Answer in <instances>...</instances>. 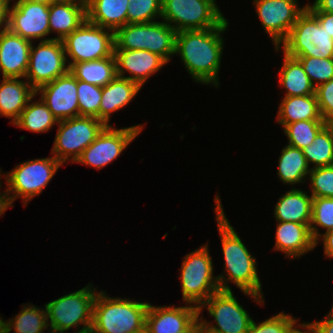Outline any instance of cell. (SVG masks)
<instances>
[{
	"label": "cell",
	"mask_w": 333,
	"mask_h": 333,
	"mask_svg": "<svg viewBox=\"0 0 333 333\" xmlns=\"http://www.w3.org/2000/svg\"><path fill=\"white\" fill-rule=\"evenodd\" d=\"M216 220L225 259V275L217 276L221 291H231L227 282L231 281L247 296H251L258 305L264 303L261 282L257 271L256 258L251 255L237 232L224 214L219 196L215 197Z\"/></svg>",
	"instance_id": "1"
},
{
	"label": "cell",
	"mask_w": 333,
	"mask_h": 333,
	"mask_svg": "<svg viewBox=\"0 0 333 333\" xmlns=\"http://www.w3.org/2000/svg\"><path fill=\"white\" fill-rule=\"evenodd\" d=\"M228 25L225 19L215 28L176 33L175 54L181 56L186 70L195 82L219 86L218 72L224 46L221 33Z\"/></svg>",
	"instance_id": "2"
},
{
	"label": "cell",
	"mask_w": 333,
	"mask_h": 333,
	"mask_svg": "<svg viewBox=\"0 0 333 333\" xmlns=\"http://www.w3.org/2000/svg\"><path fill=\"white\" fill-rule=\"evenodd\" d=\"M106 294L99 291L95 297L91 333H141L145 330L150 303L112 298Z\"/></svg>",
	"instance_id": "3"
},
{
	"label": "cell",
	"mask_w": 333,
	"mask_h": 333,
	"mask_svg": "<svg viewBox=\"0 0 333 333\" xmlns=\"http://www.w3.org/2000/svg\"><path fill=\"white\" fill-rule=\"evenodd\" d=\"M88 284L84 288L64 295L45 304L49 330L65 332L72 327L82 328L77 332L88 333L92 326L93 304L96 288Z\"/></svg>",
	"instance_id": "4"
},
{
	"label": "cell",
	"mask_w": 333,
	"mask_h": 333,
	"mask_svg": "<svg viewBox=\"0 0 333 333\" xmlns=\"http://www.w3.org/2000/svg\"><path fill=\"white\" fill-rule=\"evenodd\" d=\"M63 164L54 156L25 161L6 174L5 197L9 207L21 197L26 206L33 197L42 193ZM13 193V195H10Z\"/></svg>",
	"instance_id": "5"
},
{
	"label": "cell",
	"mask_w": 333,
	"mask_h": 333,
	"mask_svg": "<svg viewBox=\"0 0 333 333\" xmlns=\"http://www.w3.org/2000/svg\"><path fill=\"white\" fill-rule=\"evenodd\" d=\"M209 254L206 244L187 254L182 262L179 278L186 305L192 304L199 308L212 294L220 291L218 278L213 276V263Z\"/></svg>",
	"instance_id": "6"
},
{
	"label": "cell",
	"mask_w": 333,
	"mask_h": 333,
	"mask_svg": "<svg viewBox=\"0 0 333 333\" xmlns=\"http://www.w3.org/2000/svg\"><path fill=\"white\" fill-rule=\"evenodd\" d=\"M282 47L286 55L294 58H333V38L308 9L299 16Z\"/></svg>",
	"instance_id": "7"
},
{
	"label": "cell",
	"mask_w": 333,
	"mask_h": 333,
	"mask_svg": "<svg viewBox=\"0 0 333 333\" xmlns=\"http://www.w3.org/2000/svg\"><path fill=\"white\" fill-rule=\"evenodd\" d=\"M215 2V0H162L161 18L176 32L215 28L226 19Z\"/></svg>",
	"instance_id": "8"
},
{
	"label": "cell",
	"mask_w": 333,
	"mask_h": 333,
	"mask_svg": "<svg viewBox=\"0 0 333 333\" xmlns=\"http://www.w3.org/2000/svg\"><path fill=\"white\" fill-rule=\"evenodd\" d=\"M57 124L59 127L51 154L62 164L70 159L74 163L107 126L102 120L90 116H77Z\"/></svg>",
	"instance_id": "9"
},
{
	"label": "cell",
	"mask_w": 333,
	"mask_h": 333,
	"mask_svg": "<svg viewBox=\"0 0 333 333\" xmlns=\"http://www.w3.org/2000/svg\"><path fill=\"white\" fill-rule=\"evenodd\" d=\"M108 31V32H107ZM64 51L73 63L110 57L114 49V32L85 20L62 40Z\"/></svg>",
	"instance_id": "10"
},
{
	"label": "cell",
	"mask_w": 333,
	"mask_h": 333,
	"mask_svg": "<svg viewBox=\"0 0 333 333\" xmlns=\"http://www.w3.org/2000/svg\"><path fill=\"white\" fill-rule=\"evenodd\" d=\"M206 307L210 316H213L216 325L205 321L199 315L200 322L216 333H248L252 318L240 305L231 291H218L212 294L200 307L201 314ZM201 317V318H200Z\"/></svg>",
	"instance_id": "11"
},
{
	"label": "cell",
	"mask_w": 333,
	"mask_h": 333,
	"mask_svg": "<svg viewBox=\"0 0 333 333\" xmlns=\"http://www.w3.org/2000/svg\"><path fill=\"white\" fill-rule=\"evenodd\" d=\"M32 44L29 65L25 75L30 85L37 90L69 71L62 40L41 41L37 47Z\"/></svg>",
	"instance_id": "12"
},
{
	"label": "cell",
	"mask_w": 333,
	"mask_h": 333,
	"mask_svg": "<svg viewBox=\"0 0 333 333\" xmlns=\"http://www.w3.org/2000/svg\"><path fill=\"white\" fill-rule=\"evenodd\" d=\"M141 126L116 129L107 125L75 162L101 169L114 161L142 131Z\"/></svg>",
	"instance_id": "13"
},
{
	"label": "cell",
	"mask_w": 333,
	"mask_h": 333,
	"mask_svg": "<svg viewBox=\"0 0 333 333\" xmlns=\"http://www.w3.org/2000/svg\"><path fill=\"white\" fill-rule=\"evenodd\" d=\"M257 15L275 44L276 52L287 38L299 16L307 9L299 8L297 0H254Z\"/></svg>",
	"instance_id": "14"
},
{
	"label": "cell",
	"mask_w": 333,
	"mask_h": 333,
	"mask_svg": "<svg viewBox=\"0 0 333 333\" xmlns=\"http://www.w3.org/2000/svg\"><path fill=\"white\" fill-rule=\"evenodd\" d=\"M49 4L27 1H15L8 10L7 28L31 42L34 39L48 41L54 38H45L50 34ZM45 38V39H44Z\"/></svg>",
	"instance_id": "15"
},
{
	"label": "cell",
	"mask_w": 333,
	"mask_h": 333,
	"mask_svg": "<svg viewBox=\"0 0 333 333\" xmlns=\"http://www.w3.org/2000/svg\"><path fill=\"white\" fill-rule=\"evenodd\" d=\"M40 93L41 99L58 121L79 116L77 79L69 71L39 87L36 95Z\"/></svg>",
	"instance_id": "16"
},
{
	"label": "cell",
	"mask_w": 333,
	"mask_h": 333,
	"mask_svg": "<svg viewBox=\"0 0 333 333\" xmlns=\"http://www.w3.org/2000/svg\"><path fill=\"white\" fill-rule=\"evenodd\" d=\"M199 319L195 305L171 307L149 304L145 318L147 333H184Z\"/></svg>",
	"instance_id": "17"
},
{
	"label": "cell",
	"mask_w": 333,
	"mask_h": 333,
	"mask_svg": "<svg viewBox=\"0 0 333 333\" xmlns=\"http://www.w3.org/2000/svg\"><path fill=\"white\" fill-rule=\"evenodd\" d=\"M113 55L117 76L136 82L141 87L150 76L167 64L161 56L142 49H113ZM126 72H129L131 75L125 76Z\"/></svg>",
	"instance_id": "18"
},
{
	"label": "cell",
	"mask_w": 333,
	"mask_h": 333,
	"mask_svg": "<svg viewBox=\"0 0 333 333\" xmlns=\"http://www.w3.org/2000/svg\"><path fill=\"white\" fill-rule=\"evenodd\" d=\"M32 42L11 32L0 31V70L3 77L25 78Z\"/></svg>",
	"instance_id": "19"
},
{
	"label": "cell",
	"mask_w": 333,
	"mask_h": 333,
	"mask_svg": "<svg viewBox=\"0 0 333 333\" xmlns=\"http://www.w3.org/2000/svg\"><path fill=\"white\" fill-rule=\"evenodd\" d=\"M275 239L274 249L283 252L288 258L301 257L316 246L310 225L295 222L277 221Z\"/></svg>",
	"instance_id": "20"
},
{
	"label": "cell",
	"mask_w": 333,
	"mask_h": 333,
	"mask_svg": "<svg viewBox=\"0 0 333 333\" xmlns=\"http://www.w3.org/2000/svg\"><path fill=\"white\" fill-rule=\"evenodd\" d=\"M19 79L3 77L0 83V116L12 118L11 123L19 118L28 101L36 96V90L30 83Z\"/></svg>",
	"instance_id": "21"
},
{
	"label": "cell",
	"mask_w": 333,
	"mask_h": 333,
	"mask_svg": "<svg viewBox=\"0 0 333 333\" xmlns=\"http://www.w3.org/2000/svg\"><path fill=\"white\" fill-rule=\"evenodd\" d=\"M140 89L141 86L138 83L116 76L110 83L102 87L99 120H102L106 125H110L111 113L129 104Z\"/></svg>",
	"instance_id": "22"
},
{
	"label": "cell",
	"mask_w": 333,
	"mask_h": 333,
	"mask_svg": "<svg viewBox=\"0 0 333 333\" xmlns=\"http://www.w3.org/2000/svg\"><path fill=\"white\" fill-rule=\"evenodd\" d=\"M49 27L57 32L54 39L63 40L86 20V4L53 1L49 4Z\"/></svg>",
	"instance_id": "23"
},
{
	"label": "cell",
	"mask_w": 333,
	"mask_h": 333,
	"mask_svg": "<svg viewBox=\"0 0 333 333\" xmlns=\"http://www.w3.org/2000/svg\"><path fill=\"white\" fill-rule=\"evenodd\" d=\"M128 0H88L86 20L115 32L127 24Z\"/></svg>",
	"instance_id": "24"
},
{
	"label": "cell",
	"mask_w": 333,
	"mask_h": 333,
	"mask_svg": "<svg viewBox=\"0 0 333 333\" xmlns=\"http://www.w3.org/2000/svg\"><path fill=\"white\" fill-rule=\"evenodd\" d=\"M313 196L292 188L279 198L276 203L274 216L276 221L295 222L310 225L312 220Z\"/></svg>",
	"instance_id": "25"
},
{
	"label": "cell",
	"mask_w": 333,
	"mask_h": 333,
	"mask_svg": "<svg viewBox=\"0 0 333 333\" xmlns=\"http://www.w3.org/2000/svg\"><path fill=\"white\" fill-rule=\"evenodd\" d=\"M279 124L304 120H323L315 94L284 97L279 105Z\"/></svg>",
	"instance_id": "26"
},
{
	"label": "cell",
	"mask_w": 333,
	"mask_h": 333,
	"mask_svg": "<svg viewBox=\"0 0 333 333\" xmlns=\"http://www.w3.org/2000/svg\"><path fill=\"white\" fill-rule=\"evenodd\" d=\"M69 72L77 80L100 87L107 85L117 76L113 54L104 59L73 63L69 67Z\"/></svg>",
	"instance_id": "27"
},
{
	"label": "cell",
	"mask_w": 333,
	"mask_h": 333,
	"mask_svg": "<svg viewBox=\"0 0 333 333\" xmlns=\"http://www.w3.org/2000/svg\"><path fill=\"white\" fill-rule=\"evenodd\" d=\"M279 71V83L287 90L285 97L315 94V87L296 58L284 53L283 66Z\"/></svg>",
	"instance_id": "28"
},
{
	"label": "cell",
	"mask_w": 333,
	"mask_h": 333,
	"mask_svg": "<svg viewBox=\"0 0 333 333\" xmlns=\"http://www.w3.org/2000/svg\"><path fill=\"white\" fill-rule=\"evenodd\" d=\"M279 157L278 176L285 184L303 183L311 168L301 149L286 145ZM304 180V181H303Z\"/></svg>",
	"instance_id": "29"
},
{
	"label": "cell",
	"mask_w": 333,
	"mask_h": 333,
	"mask_svg": "<svg viewBox=\"0 0 333 333\" xmlns=\"http://www.w3.org/2000/svg\"><path fill=\"white\" fill-rule=\"evenodd\" d=\"M176 31L165 21L146 23L145 50L161 56L167 63L175 54Z\"/></svg>",
	"instance_id": "30"
},
{
	"label": "cell",
	"mask_w": 333,
	"mask_h": 333,
	"mask_svg": "<svg viewBox=\"0 0 333 333\" xmlns=\"http://www.w3.org/2000/svg\"><path fill=\"white\" fill-rule=\"evenodd\" d=\"M33 99L34 96L28 101L27 106L13 124L31 132H47L55 123H58V120L41 98L39 101L32 102Z\"/></svg>",
	"instance_id": "31"
},
{
	"label": "cell",
	"mask_w": 333,
	"mask_h": 333,
	"mask_svg": "<svg viewBox=\"0 0 333 333\" xmlns=\"http://www.w3.org/2000/svg\"><path fill=\"white\" fill-rule=\"evenodd\" d=\"M12 329L14 333H45L43 331L48 329L46 308L41 310L34 305L23 306L14 319L7 321L6 333Z\"/></svg>",
	"instance_id": "32"
},
{
	"label": "cell",
	"mask_w": 333,
	"mask_h": 333,
	"mask_svg": "<svg viewBox=\"0 0 333 333\" xmlns=\"http://www.w3.org/2000/svg\"><path fill=\"white\" fill-rule=\"evenodd\" d=\"M307 164L315 165L312 168L333 165V135L325 125L316 135L314 141L302 149Z\"/></svg>",
	"instance_id": "33"
},
{
	"label": "cell",
	"mask_w": 333,
	"mask_h": 333,
	"mask_svg": "<svg viewBox=\"0 0 333 333\" xmlns=\"http://www.w3.org/2000/svg\"><path fill=\"white\" fill-rule=\"evenodd\" d=\"M326 125L324 120H304L281 124L288 138V145L304 149L315 139L318 132Z\"/></svg>",
	"instance_id": "34"
},
{
	"label": "cell",
	"mask_w": 333,
	"mask_h": 333,
	"mask_svg": "<svg viewBox=\"0 0 333 333\" xmlns=\"http://www.w3.org/2000/svg\"><path fill=\"white\" fill-rule=\"evenodd\" d=\"M316 225L325 228L326 232L333 230V198L313 197L310 232L315 245L320 240V232Z\"/></svg>",
	"instance_id": "35"
},
{
	"label": "cell",
	"mask_w": 333,
	"mask_h": 333,
	"mask_svg": "<svg viewBox=\"0 0 333 333\" xmlns=\"http://www.w3.org/2000/svg\"><path fill=\"white\" fill-rule=\"evenodd\" d=\"M146 23L126 24L114 32V49L145 50Z\"/></svg>",
	"instance_id": "36"
},
{
	"label": "cell",
	"mask_w": 333,
	"mask_h": 333,
	"mask_svg": "<svg viewBox=\"0 0 333 333\" xmlns=\"http://www.w3.org/2000/svg\"><path fill=\"white\" fill-rule=\"evenodd\" d=\"M101 97L102 87L77 80L79 116H90L99 119Z\"/></svg>",
	"instance_id": "37"
},
{
	"label": "cell",
	"mask_w": 333,
	"mask_h": 333,
	"mask_svg": "<svg viewBox=\"0 0 333 333\" xmlns=\"http://www.w3.org/2000/svg\"><path fill=\"white\" fill-rule=\"evenodd\" d=\"M309 77L312 85L317 87L333 78V58L295 57ZM316 82V84H315Z\"/></svg>",
	"instance_id": "38"
},
{
	"label": "cell",
	"mask_w": 333,
	"mask_h": 333,
	"mask_svg": "<svg viewBox=\"0 0 333 333\" xmlns=\"http://www.w3.org/2000/svg\"><path fill=\"white\" fill-rule=\"evenodd\" d=\"M127 23H149L161 17L162 0H128Z\"/></svg>",
	"instance_id": "39"
},
{
	"label": "cell",
	"mask_w": 333,
	"mask_h": 333,
	"mask_svg": "<svg viewBox=\"0 0 333 333\" xmlns=\"http://www.w3.org/2000/svg\"><path fill=\"white\" fill-rule=\"evenodd\" d=\"M309 178L313 197L333 198V165L311 168Z\"/></svg>",
	"instance_id": "40"
},
{
	"label": "cell",
	"mask_w": 333,
	"mask_h": 333,
	"mask_svg": "<svg viewBox=\"0 0 333 333\" xmlns=\"http://www.w3.org/2000/svg\"><path fill=\"white\" fill-rule=\"evenodd\" d=\"M296 321L292 315L281 312L258 324L252 320L248 333H286Z\"/></svg>",
	"instance_id": "41"
},
{
	"label": "cell",
	"mask_w": 333,
	"mask_h": 333,
	"mask_svg": "<svg viewBox=\"0 0 333 333\" xmlns=\"http://www.w3.org/2000/svg\"><path fill=\"white\" fill-rule=\"evenodd\" d=\"M315 95L323 120L327 123L333 118V78L315 87Z\"/></svg>",
	"instance_id": "42"
},
{
	"label": "cell",
	"mask_w": 333,
	"mask_h": 333,
	"mask_svg": "<svg viewBox=\"0 0 333 333\" xmlns=\"http://www.w3.org/2000/svg\"><path fill=\"white\" fill-rule=\"evenodd\" d=\"M312 323L315 326L316 333H333V310L330 309L323 320Z\"/></svg>",
	"instance_id": "43"
},
{
	"label": "cell",
	"mask_w": 333,
	"mask_h": 333,
	"mask_svg": "<svg viewBox=\"0 0 333 333\" xmlns=\"http://www.w3.org/2000/svg\"><path fill=\"white\" fill-rule=\"evenodd\" d=\"M319 24L325 28L326 32L333 38V13L328 12H311Z\"/></svg>",
	"instance_id": "44"
},
{
	"label": "cell",
	"mask_w": 333,
	"mask_h": 333,
	"mask_svg": "<svg viewBox=\"0 0 333 333\" xmlns=\"http://www.w3.org/2000/svg\"><path fill=\"white\" fill-rule=\"evenodd\" d=\"M310 12H328L333 13V0H315L313 5L307 4Z\"/></svg>",
	"instance_id": "45"
},
{
	"label": "cell",
	"mask_w": 333,
	"mask_h": 333,
	"mask_svg": "<svg viewBox=\"0 0 333 333\" xmlns=\"http://www.w3.org/2000/svg\"><path fill=\"white\" fill-rule=\"evenodd\" d=\"M322 242L324 245V254L328 258H333V230L321 233Z\"/></svg>",
	"instance_id": "46"
},
{
	"label": "cell",
	"mask_w": 333,
	"mask_h": 333,
	"mask_svg": "<svg viewBox=\"0 0 333 333\" xmlns=\"http://www.w3.org/2000/svg\"><path fill=\"white\" fill-rule=\"evenodd\" d=\"M9 3L10 0H0V31L6 29L8 26ZM1 27H3V29Z\"/></svg>",
	"instance_id": "47"
},
{
	"label": "cell",
	"mask_w": 333,
	"mask_h": 333,
	"mask_svg": "<svg viewBox=\"0 0 333 333\" xmlns=\"http://www.w3.org/2000/svg\"><path fill=\"white\" fill-rule=\"evenodd\" d=\"M298 321H296V322H294L290 327H289V329L287 330V332L286 333H316V329H315V326H314V324L311 322V323H303V324H297V326H295L296 325V323H297ZM300 327L302 328V329H306V331L304 330H299L300 329Z\"/></svg>",
	"instance_id": "48"
},
{
	"label": "cell",
	"mask_w": 333,
	"mask_h": 333,
	"mask_svg": "<svg viewBox=\"0 0 333 333\" xmlns=\"http://www.w3.org/2000/svg\"><path fill=\"white\" fill-rule=\"evenodd\" d=\"M8 204L6 201L5 194H1L0 192V216H3L4 212L8 209Z\"/></svg>",
	"instance_id": "49"
},
{
	"label": "cell",
	"mask_w": 333,
	"mask_h": 333,
	"mask_svg": "<svg viewBox=\"0 0 333 333\" xmlns=\"http://www.w3.org/2000/svg\"><path fill=\"white\" fill-rule=\"evenodd\" d=\"M198 333H216V332L205 327L198 319Z\"/></svg>",
	"instance_id": "50"
},
{
	"label": "cell",
	"mask_w": 333,
	"mask_h": 333,
	"mask_svg": "<svg viewBox=\"0 0 333 333\" xmlns=\"http://www.w3.org/2000/svg\"><path fill=\"white\" fill-rule=\"evenodd\" d=\"M184 333H198V320Z\"/></svg>",
	"instance_id": "51"
},
{
	"label": "cell",
	"mask_w": 333,
	"mask_h": 333,
	"mask_svg": "<svg viewBox=\"0 0 333 333\" xmlns=\"http://www.w3.org/2000/svg\"><path fill=\"white\" fill-rule=\"evenodd\" d=\"M6 321H3V319L0 317V333H6Z\"/></svg>",
	"instance_id": "52"
},
{
	"label": "cell",
	"mask_w": 333,
	"mask_h": 333,
	"mask_svg": "<svg viewBox=\"0 0 333 333\" xmlns=\"http://www.w3.org/2000/svg\"><path fill=\"white\" fill-rule=\"evenodd\" d=\"M18 1L38 2V3L50 4L54 0H18Z\"/></svg>",
	"instance_id": "53"
},
{
	"label": "cell",
	"mask_w": 333,
	"mask_h": 333,
	"mask_svg": "<svg viewBox=\"0 0 333 333\" xmlns=\"http://www.w3.org/2000/svg\"><path fill=\"white\" fill-rule=\"evenodd\" d=\"M54 1H71V2H76L80 4H87L88 0H54Z\"/></svg>",
	"instance_id": "54"
},
{
	"label": "cell",
	"mask_w": 333,
	"mask_h": 333,
	"mask_svg": "<svg viewBox=\"0 0 333 333\" xmlns=\"http://www.w3.org/2000/svg\"><path fill=\"white\" fill-rule=\"evenodd\" d=\"M326 126L331 130L333 135V118H331L327 123Z\"/></svg>",
	"instance_id": "55"
},
{
	"label": "cell",
	"mask_w": 333,
	"mask_h": 333,
	"mask_svg": "<svg viewBox=\"0 0 333 333\" xmlns=\"http://www.w3.org/2000/svg\"><path fill=\"white\" fill-rule=\"evenodd\" d=\"M52 333H68V332H57V331H52ZM75 333H79V332H76Z\"/></svg>",
	"instance_id": "56"
},
{
	"label": "cell",
	"mask_w": 333,
	"mask_h": 333,
	"mask_svg": "<svg viewBox=\"0 0 333 333\" xmlns=\"http://www.w3.org/2000/svg\"><path fill=\"white\" fill-rule=\"evenodd\" d=\"M0 172L2 173L1 169H0ZM1 173H0V179H1ZM2 186V184L0 183V187Z\"/></svg>",
	"instance_id": "57"
}]
</instances>
